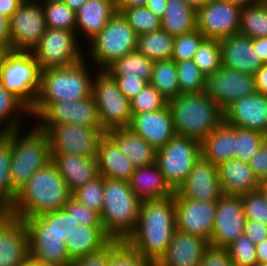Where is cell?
<instances>
[{"label":"cell","instance_id":"obj_47","mask_svg":"<svg viewBox=\"0 0 267 266\" xmlns=\"http://www.w3.org/2000/svg\"><path fill=\"white\" fill-rule=\"evenodd\" d=\"M180 94L202 93L205 75L193 60L176 62Z\"/></svg>","mask_w":267,"mask_h":266},{"label":"cell","instance_id":"obj_37","mask_svg":"<svg viewBox=\"0 0 267 266\" xmlns=\"http://www.w3.org/2000/svg\"><path fill=\"white\" fill-rule=\"evenodd\" d=\"M154 61L145 57L137 49L118 58L107 66L104 71L109 75L138 76L147 83L151 82Z\"/></svg>","mask_w":267,"mask_h":266},{"label":"cell","instance_id":"obj_1","mask_svg":"<svg viewBox=\"0 0 267 266\" xmlns=\"http://www.w3.org/2000/svg\"><path fill=\"white\" fill-rule=\"evenodd\" d=\"M175 230L174 196L143 200L136 228L126 241L154 266L165 254Z\"/></svg>","mask_w":267,"mask_h":266},{"label":"cell","instance_id":"obj_5","mask_svg":"<svg viewBox=\"0 0 267 266\" xmlns=\"http://www.w3.org/2000/svg\"><path fill=\"white\" fill-rule=\"evenodd\" d=\"M141 202L132 192L128 181L104 178L100 220L112 239L126 240L135 230Z\"/></svg>","mask_w":267,"mask_h":266},{"label":"cell","instance_id":"obj_69","mask_svg":"<svg viewBox=\"0 0 267 266\" xmlns=\"http://www.w3.org/2000/svg\"><path fill=\"white\" fill-rule=\"evenodd\" d=\"M10 50V46H0V70L2 68L3 61Z\"/></svg>","mask_w":267,"mask_h":266},{"label":"cell","instance_id":"obj_49","mask_svg":"<svg viewBox=\"0 0 267 266\" xmlns=\"http://www.w3.org/2000/svg\"><path fill=\"white\" fill-rule=\"evenodd\" d=\"M131 113L137 114L146 111H157L168 104L160 92L151 84L146 86L130 100Z\"/></svg>","mask_w":267,"mask_h":266},{"label":"cell","instance_id":"obj_18","mask_svg":"<svg viewBox=\"0 0 267 266\" xmlns=\"http://www.w3.org/2000/svg\"><path fill=\"white\" fill-rule=\"evenodd\" d=\"M245 223L241 197L222 194L217 200L215 224L209 244L227 248L244 233Z\"/></svg>","mask_w":267,"mask_h":266},{"label":"cell","instance_id":"obj_14","mask_svg":"<svg viewBox=\"0 0 267 266\" xmlns=\"http://www.w3.org/2000/svg\"><path fill=\"white\" fill-rule=\"evenodd\" d=\"M47 29L42 3L26 1L9 18L12 51L32 52Z\"/></svg>","mask_w":267,"mask_h":266},{"label":"cell","instance_id":"obj_39","mask_svg":"<svg viewBox=\"0 0 267 266\" xmlns=\"http://www.w3.org/2000/svg\"><path fill=\"white\" fill-rule=\"evenodd\" d=\"M174 38L163 29L140 34L137 38V50L153 61L171 59Z\"/></svg>","mask_w":267,"mask_h":266},{"label":"cell","instance_id":"obj_10","mask_svg":"<svg viewBox=\"0 0 267 266\" xmlns=\"http://www.w3.org/2000/svg\"><path fill=\"white\" fill-rule=\"evenodd\" d=\"M92 95L105 132L129 127L132 117L130 100L119 90L114 78L106 71L98 70L95 74Z\"/></svg>","mask_w":267,"mask_h":266},{"label":"cell","instance_id":"obj_27","mask_svg":"<svg viewBox=\"0 0 267 266\" xmlns=\"http://www.w3.org/2000/svg\"><path fill=\"white\" fill-rule=\"evenodd\" d=\"M217 168L223 194L241 196L263 186L252 172L249 163L231 159Z\"/></svg>","mask_w":267,"mask_h":266},{"label":"cell","instance_id":"obj_45","mask_svg":"<svg viewBox=\"0 0 267 266\" xmlns=\"http://www.w3.org/2000/svg\"><path fill=\"white\" fill-rule=\"evenodd\" d=\"M117 11L123 14L137 35L161 29V19L152 13L145 5L117 8Z\"/></svg>","mask_w":267,"mask_h":266},{"label":"cell","instance_id":"obj_7","mask_svg":"<svg viewBox=\"0 0 267 266\" xmlns=\"http://www.w3.org/2000/svg\"><path fill=\"white\" fill-rule=\"evenodd\" d=\"M138 35L121 12H116L107 25L84 49V57L98 70L137 49Z\"/></svg>","mask_w":267,"mask_h":266},{"label":"cell","instance_id":"obj_11","mask_svg":"<svg viewBox=\"0 0 267 266\" xmlns=\"http://www.w3.org/2000/svg\"><path fill=\"white\" fill-rule=\"evenodd\" d=\"M200 157L201 143L177 134L156 151V163L175 192L184 184Z\"/></svg>","mask_w":267,"mask_h":266},{"label":"cell","instance_id":"obj_8","mask_svg":"<svg viewBox=\"0 0 267 266\" xmlns=\"http://www.w3.org/2000/svg\"><path fill=\"white\" fill-rule=\"evenodd\" d=\"M40 80L41 69L32 52L9 51L0 70V83L29 109L36 103Z\"/></svg>","mask_w":267,"mask_h":266},{"label":"cell","instance_id":"obj_66","mask_svg":"<svg viewBox=\"0 0 267 266\" xmlns=\"http://www.w3.org/2000/svg\"><path fill=\"white\" fill-rule=\"evenodd\" d=\"M226 1L236 4L242 8L249 5L261 3L264 0H226Z\"/></svg>","mask_w":267,"mask_h":266},{"label":"cell","instance_id":"obj_48","mask_svg":"<svg viewBox=\"0 0 267 266\" xmlns=\"http://www.w3.org/2000/svg\"><path fill=\"white\" fill-rule=\"evenodd\" d=\"M104 177L99 175L72 193V197L99 215L103 208Z\"/></svg>","mask_w":267,"mask_h":266},{"label":"cell","instance_id":"obj_20","mask_svg":"<svg viewBox=\"0 0 267 266\" xmlns=\"http://www.w3.org/2000/svg\"><path fill=\"white\" fill-rule=\"evenodd\" d=\"M128 128L156 151L164 147L176 135L168 104L157 111L132 114Z\"/></svg>","mask_w":267,"mask_h":266},{"label":"cell","instance_id":"obj_63","mask_svg":"<svg viewBox=\"0 0 267 266\" xmlns=\"http://www.w3.org/2000/svg\"><path fill=\"white\" fill-rule=\"evenodd\" d=\"M253 47L260 56L261 61L267 63V37L253 38Z\"/></svg>","mask_w":267,"mask_h":266},{"label":"cell","instance_id":"obj_30","mask_svg":"<svg viewBox=\"0 0 267 266\" xmlns=\"http://www.w3.org/2000/svg\"><path fill=\"white\" fill-rule=\"evenodd\" d=\"M30 258L36 262L72 266L65 242L54 232H27Z\"/></svg>","mask_w":267,"mask_h":266},{"label":"cell","instance_id":"obj_60","mask_svg":"<svg viewBox=\"0 0 267 266\" xmlns=\"http://www.w3.org/2000/svg\"><path fill=\"white\" fill-rule=\"evenodd\" d=\"M26 1L28 0H0V13L10 18L20 4Z\"/></svg>","mask_w":267,"mask_h":266},{"label":"cell","instance_id":"obj_58","mask_svg":"<svg viewBox=\"0 0 267 266\" xmlns=\"http://www.w3.org/2000/svg\"><path fill=\"white\" fill-rule=\"evenodd\" d=\"M244 234L254 243H260L267 239V224L246 219Z\"/></svg>","mask_w":267,"mask_h":266},{"label":"cell","instance_id":"obj_12","mask_svg":"<svg viewBox=\"0 0 267 266\" xmlns=\"http://www.w3.org/2000/svg\"><path fill=\"white\" fill-rule=\"evenodd\" d=\"M80 43L74 31L47 28L32 54L41 71L68 67L84 58L86 44Z\"/></svg>","mask_w":267,"mask_h":266},{"label":"cell","instance_id":"obj_21","mask_svg":"<svg viewBox=\"0 0 267 266\" xmlns=\"http://www.w3.org/2000/svg\"><path fill=\"white\" fill-rule=\"evenodd\" d=\"M177 192L191 200L217 201L223 194L217 166L200 157Z\"/></svg>","mask_w":267,"mask_h":266},{"label":"cell","instance_id":"obj_70","mask_svg":"<svg viewBox=\"0 0 267 266\" xmlns=\"http://www.w3.org/2000/svg\"><path fill=\"white\" fill-rule=\"evenodd\" d=\"M24 266H63V265L36 262L33 259L29 258L28 261L24 264Z\"/></svg>","mask_w":267,"mask_h":266},{"label":"cell","instance_id":"obj_36","mask_svg":"<svg viewBox=\"0 0 267 266\" xmlns=\"http://www.w3.org/2000/svg\"><path fill=\"white\" fill-rule=\"evenodd\" d=\"M27 232H54L65 242L79 225L63 209L24 220Z\"/></svg>","mask_w":267,"mask_h":266},{"label":"cell","instance_id":"obj_24","mask_svg":"<svg viewBox=\"0 0 267 266\" xmlns=\"http://www.w3.org/2000/svg\"><path fill=\"white\" fill-rule=\"evenodd\" d=\"M219 43L222 66L254 75L263 65L250 37L237 33L220 39Z\"/></svg>","mask_w":267,"mask_h":266},{"label":"cell","instance_id":"obj_29","mask_svg":"<svg viewBox=\"0 0 267 266\" xmlns=\"http://www.w3.org/2000/svg\"><path fill=\"white\" fill-rule=\"evenodd\" d=\"M96 159L99 174L108 179L129 181L136 168L106 133L99 141Z\"/></svg>","mask_w":267,"mask_h":266},{"label":"cell","instance_id":"obj_44","mask_svg":"<svg viewBox=\"0 0 267 266\" xmlns=\"http://www.w3.org/2000/svg\"><path fill=\"white\" fill-rule=\"evenodd\" d=\"M192 60L205 76L214 74L222 66L219 40L205 38L194 53Z\"/></svg>","mask_w":267,"mask_h":266},{"label":"cell","instance_id":"obj_68","mask_svg":"<svg viewBox=\"0 0 267 266\" xmlns=\"http://www.w3.org/2000/svg\"><path fill=\"white\" fill-rule=\"evenodd\" d=\"M186 4L190 5L194 9H199L200 7L204 6L210 0H182Z\"/></svg>","mask_w":267,"mask_h":266},{"label":"cell","instance_id":"obj_26","mask_svg":"<svg viewBox=\"0 0 267 266\" xmlns=\"http://www.w3.org/2000/svg\"><path fill=\"white\" fill-rule=\"evenodd\" d=\"M51 156L52 162L71 193L100 175L96 157L69 154H51Z\"/></svg>","mask_w":267,"mask_h":266},{"label":"cell","instance_id":"obj_28","mask_svg":"<svg viewBox=\"0 0 267 266\" xmlns=\"http://www.w3.org/2000/svg\"><path fill=\"white\" fill-rule=\"evenodd\" d=\"M132 192L141 200L172 197L175 191L166 181L157 163L136 167L128 181Z\"/></svg>","mask_w":267,"mask_h":266},{"label":"cell","instance_id":"obj_41","mask_svg":"<svg viewBox=\"0 0 267 266\" xmlns=\"http://www.w3.org/2000/svg\"><path fill=\"white\" fill-rule=\"evenodd\" d=\"M240 34L246 37H267V0L241 8Z\"/></svg>","mask_w":267,"mask_h":266},{"label":"cell","instance_id":"obj_57","mask_svg":"<svg viewBox=\"0 0 267 266\" xmlns=\"http://www.w3.org/2000/svg\"><path fill=\"white\" fill-rule=\"evenodd\" d=\"M72 266H109V243L100 250L74 260Z\"/></svg>","mask_w":267,"mask_h":266},{"label":"cell","instance_id":"obj_17","mask_svg":"<svg viewBox=\"0 0 267 266\" xmlns=\"http://www.w3.org/2000/svg\"><path fill=\"white\" fill-rule=\"evenodd\" d=\"M176 229L210 242L215 224L217 201H198L174 195Z\"/></svg>","mask_w":267,"mask_h":266},{"label":"cell","instance_id":"obj_54","mask_svg":"<svg viewBox=\"0 0 267 266\" xmlns=\"http://www.w3.org/2000/svg\"><path fill=\"white\" fill-rule=\"evenodd\" d=\"M116 81L119 90L131 100L148 84L138 76L110 75Z\"/></svg>","mask_w":267,"mask_h":266},{"label":"cell","instance_id":"obj_23","mask_svg":"<svg viewBox=\"0 0 267 266\" xmlns=\"http://www.w3.org/2000/svg\"><path fill=\"white\" fill-rule=\"evenodd\" d=\"M209 246L204 238L176 229L165 254L154 266H199Z\"/></svg>","mask_w":267,"mask_h":266},{"label":"cell","instance_id":"obj_15","mask_svg":"<svg viewBox=\"0 0 267 266\" xmlns=\"http://www.w3.org/2000/svg\"><path fill=\"white\" fill-rule=\"evenodd\" d=\"M256 92L254 76L221 66L204 77L203 94L214 100L224 111L234 101Z\"/></svg>","mask_w":267,"mask_h":266},{"label":"cell","instance_id":"obj_35","mask_svg":"<svg viewBox=\"0 0 267 266\" xmlns=\"http://www.w3.org/2000/svg\"><path fill=\"white\" fill-rule=\"evenodd\" d=\"M29 117L30 109L0 83V134L24 128Z\"/></svg>","mask_w":267,"mask_h":266},{"label":"cell","instance_id":"obj_56","mask_svg":"<svg viewBox=\"0 0 267 266\" xmlns=\"http://www.w3.org/2000/svg\"><path fill=\"white\" fill-rule=\"evenodd\" d=\"M252 172L262 185H267V138L249 162Z\"/></svg>","mask_w":267,"mask_h":266},{"label":"cell","instance_id":"obj_2","mask_svg":"<svg viewBox=\"0 0 267 266\" xmlns=\"http://www.w3.org/2000/svg\"><path fill=\"white\" fill-rule=\"evenodd\" d=\"M71 197L72 193L51 161L17 191L14 201L4 212L24 221L62 210Z\"/></svg>","mask_w":267,"mask_h":266},{"label":"cell","instance_id":"obj_64","mask_svg":"<svg viewBox=\"0 0 267 266\" xmlns=\"http://www.w3.org/2000/svg\"><path fill=\"white\" fill-rule=\"evenodd\" d=\"M256 258L258 266L267 262V239L256 244Z\"/></svg>","mask_w":267,"mask_h":266},{"label":"cell","instance_id":"obj_65","mask_svg":"<svg viewBox=\"0 0 267 266\" xmlns=\"http://www.w3.org/2000/svg\"><path fill=\"white\" fill-rule=\"evenodd\" d=\"M147 0H116V8L144 6Z\"/></svg>","mask_w":267,"mask_h":266},{"label":"cell","instance_id":"obj_53","mask_svg":"<svg viewBox=\"0 0 267 266\" xmlns=\"http://www.w3.org/2000/svg\"><path fill=\"white\" fill-rule=\"evenodd\" d=\"M63 210L72 217L79 225L85 226H103L101 224L100 215L93 210H90L75 198L71 197Z\"/></svg>","mask_w":267,"mask_h":266},{"label":"cell","instance_id":"obj_34","mask_svg":"<svg viewBox=\"0 0 267 266\" xmlns=\"http://www.w3.org/2000/svg\"><path fill=\"white\" fill-rule=\"evenodd\" d=\"M197 10L182 0H166L161 29L176 37L197 29Z\"/></svg>","mask_w":267,"mask_h":266},{"label":"cell","instance_id":"obj_42","mask_svg":"<svg viewBox=\"0 0 267 266\" xmlns=\"http://www.w3.org/2000/svg\"><path fill=\"white\" fill-rule=\"evenodd\" d=\"M47 28L76 32L75 11L62 0H49L42 3Z\"/></svg>","mask_w":267,"mask_h":266},{"label":"cell","instance_id":"obj_9","mask_svg":"<svg viewBox=\"0 0 267 266\" xmlns=\"http://www.w3.org/2000/svg\"><path fill=\"white\" fill-rule=\"evenodd\" d=\"M34 124L45 131L52 124L71 123L86 127H102L93 95L79 101L36 102L30 109Z\"/></svg>","mask_w":267,"mask_h":266},{"label":"cell","instance_id":"obj_50","mask_svg":"<svg viewBox=\"0 0 267 266\" xmlns=\"http://www.w3.org/2000/svg\"><path fill=\"white\" fill-rule=\"evenodd\" d=\"M256 244L244 233L240 235L227 249L233 266H258Z\"/></svg>","mask_w":267,"mask_h":266},{"label":"cell","instance_id":"obj_62","mask_svg":"<svg viewBox=\"0 0 267 266\" xmlns=\"http://www.w3.org/2000/svg\"><path fill=\"white\" fill-rule=\"evenodd\" d=\"M145 6L162 19L166 10V0H147Z\"/></svg>","mask_w":267,"mask_h":266},{"label":"cell","instance_id":"obj_51","mask_svg":"<svg viewBox=\"0 0 267 266\" xmlns=\"http://www.w3.org/2000/svg\"><path fill=\"white\" fill-rule=\"evenodd\" d=\"M205 39L204 35L198 30L174 38L172 58L175 62L192 60L201 42Z\"/></svg>","mask_w":267,"mask_h":266},{"label":"cell","instance_id":"obj_3","mask_svg":"<svg viewBox=\"0 0 267 266\" xmlns=\"http://www.w3.org/2000/svg\"><path fill=\"white\" fill-rule=\"evenodd\" d=\"M168 106L176 134L199 142L224 121L223 110L203 93L179 94Z\"/></svg>","mask_w":267,"mask_h":266},{"label":"cell","instance_id":"obj_25","mask_svg":"<svg viewBox=\"0 0 267 266\" xmlns=\"http://www.w3.org/2000/svg\"><path fill=\"white\" fill-rule=\"evenodd\" d=\"M116 12V0H88L75 11L76 35L81 44L100 33Z\"/></svg>","mask_w":267,"mask_h":266},{"label":"cell","instance_id":"obj_55","mask_svg":"<svg viewBox=\"0 0 267 266\" xmlns=\"http://www.w3.org/2000/svg\"><path fill=\"white\" fill-rule=\"evenodd\" d=\"M199 266H233L227 248L209 246Z\"/></svg>","mask_w":267,"mask_h":266},{"label":"cell","instance_id":"obj_52","mask_svg":"<svg viewBox=\"0 0 267 266\" xmlns=\"http://www.w3.org/2000/svg\"><path fill=\"white\" fill-rule=\"evenodd\" d=\"M240 197L246 219L267 224V207L264 202V185L259 190L243 194Z\"/></svg>","mask_w":267,"mask_h":266},{"label":"cell","instance_id":"obj_67","mask_svg":"<svg viewBox=\"0 0 267 266\" xmlns=\"http://www.w3.org/2000/svg\"><path fill=\"white\" fill-rule=\"evenodd\" d=\"M72 10L77 11L88 0H62Z\"/></svg>","mask_w":267,"mask_h":266},{"label":"cell","instance_id":"obj_61","mask_svg":"<svg viewBox=\"0 0 267 266\" xmlns=\"http://www.w3.org/2000/svg\"><path fill=\"white\" fill-rule=\"evenodd\" d=\"M0 46H10L9 18L0 13Z\"/></svg>","mask_w":267,"mask_h":266},{"label":"cell","instance_id":"obj_43","mask_svg":"<svg viewBox=\"0 0 267 266\" xmlns=\"http://www.w3.org/2000/svg\"><path fill=\"white\" fill-rule=\"evenodd\" d=\"M266 138L260 131L235 127L234 159L249 163Z\"/></svg>","mask_w":267,"mask_h":266},{"label":"cell","instance_id":"obj_40","mask_svg":"<svg viewBox=\"0 0 267 266\" xmlns=\"http://www.w3.org/2000/svg\"><path fill=\"white\" fill-rule=\"evenodd\" d=\"M168 101L180 94L176 62L173 59L154 61L150 82Z\"/></svg>","mask_w":267,"mask_h":266},{"label":"cell","instance_id":"obj_6","mask_svg":"<svg viewBox=\"0 0 267 266\" xmlns=\"http://www.w3.org/2000/svg\"><path fill=\"white\" fill-rule=\"evenodd\" d=\"M12 131L11 183L17 192L40 168L52 161L49 139L35 124Z\"/></svg>","mask_w":267,"mask_h":266},{"label":"cell","instance_id":"obj_46","mask_svg":"<svg viewBox=\"0 0 267 266\" xmlns=\"http://www.w3.org/2000/svg\"><path fill=\"white\" fill-rule=\"evenodd\" d=\"M109 266H152L126 240L109 242Z\"/></svg>","mask_w":267,"mask_h":266},{"label":"cell","instance_id":"obj_72","mask_svg":"<svg viewBox=\"0 0 267 266\" xmlns=\"http://www.w3.org/2000/svg\"><path fill=\"white\" fill-rule=\"evenodd\" d=\"M29 1L43 3V2H46V1H49V0H29Z\"/></svg>","mask_w":267,"mask_h":266},{"label":"cell","instance_id":"obj_31","mask_svg":"<svg viewBox=\"0 0 267 266\" xmlns=\"http://www.w3.org/2000/svg\"><path fill=\"white\" fill-rule=\"evenodd\" d=\"M200 143L201 157L215 166L234 159L235 126L223 121Z\"/></svg>","mask_w":267,"mask_h":266},{"label":"cell","instance_id":"obj_71","mask_svg":"<svg viewBox=\"0 0 267 266\" xmlns=\"http://www.w3.org/2000/svg\"><path fill=\"white\" fill-rule=\"evenodd\" d=\"M264 202L267 207V185H264Z\"/></svg>","mask_w":267,"mask_h":266},{"label":"cell","instance_id":"obj_33","mask_svg":"<svg viewBox=\"0 0 267 266\" xmlns=\"http://www.w3.org/2000/svg\"><path fill=\"white\" fill-rule=\"evenodd\" d=\"M112 238L106 233L103 226L78 225L70 238L65 241L69 258L74 261L89 253L105 247Z\"/></svg>","mask_w":267,"mask_h":266},{"label":"cell","instance_id":"obj_59","mask_svg":"<svg viewBox=\"0 0 267 266\" xmlns=\"http://www.w3.org/2000/svg\"><path fill=\"white\" fill-rule=\"evenodd\" d=\"M253 76L256 92L267 95V63H264Z\"/></svg>","mask_w":267,"mask_h":266},{"label":"cell","instance_id":"obj_16","mask_svg":"<svg viewBox=\"0 0 267 266\" xmlns=\"http://www.w3.org/2000/svg\"><path fill=\"white\" fill-rule=\"evenodd\" d=\"M241 7L226 0H210L197 9V29L209 39H223L240 31Z\"/></svg>","mask_w":267,"mask_h":266},{"label":"cell","instance_id":"obj_4","mask_svg":"<svg viewBox=\"0 0 267 266\" xmlns=\"http://www.w3.org/2000/svg\"><path fill=\"white\" fill-rule=\"evenodd\" d=\"M97 71L85 57L68 67L41 71L36 102H73L87 98L92 95L93 78Z\"/></svg>","mask_w":267,"mask_h":266},{"label":"cell","instance_id":"obj_13","mask_svg":"<svg viewBox=\"0 0 267 266\" xmlns=\"http://www.w3.org/2000/svg\"><path fill=\"white\" fill-rule=\"evenodd\" d=\"M51 154L96 157L100 139L106 133L102 127H86L71 123L52 124L44 131Z\"/></svg>","mask_w":267,"mask_h":266},{"label":"cell","instance_id":"obj_19","mask_svg":"<svg viewBox=\"0 0 267 266\" xmlns=\"http://www.w3.org/2000/svg\"><path fill=\"white\" fill-rule=\"evenodd\" d=\"M29 258L24 221L0 211V266H24Z\"/></svg>","mask_w":267,"mask_h":266},{"label":"cell","instance_id":"obj_32","mask_svg":"<svg viewBox=\"0 0 267 266\" xmlns=\"http://www.w3.org/2000/svg\"><path fill=\"white\" fill-rule=\"evenodd\" d=\"M106 134L135 167L148 166L156 162V150L129 128H115Z\"/></svg>","mask_w":267,"mask_h":266},{"label":"cell","instance_id":"obj_38","mask_svg":"<svg viewBox=\"0 0 267 266\" xmlns=\"http://www.w3.org/2000/svg\"><path fill=\"white\" fill-rule=\"evenodd\" d=\"M12 131L0 134V211L14 201L17 192L11 183Z\"/></svg>","mask_w":267,"mask_h":266},{"label":"cell","instance_id":"obj_22","mask_svg":"<svg viewBox=\"0 0 267 266\" xmlns=\"http://www.w3.org/2000/svg\"><path fill=\"white\" fill-rule=\"evenodd\" d=\"M223 112L226 123L267 135V95L255 92L234 101Z\"/></svg>","mask_w":267,"mask_h":266}]
</instances>
